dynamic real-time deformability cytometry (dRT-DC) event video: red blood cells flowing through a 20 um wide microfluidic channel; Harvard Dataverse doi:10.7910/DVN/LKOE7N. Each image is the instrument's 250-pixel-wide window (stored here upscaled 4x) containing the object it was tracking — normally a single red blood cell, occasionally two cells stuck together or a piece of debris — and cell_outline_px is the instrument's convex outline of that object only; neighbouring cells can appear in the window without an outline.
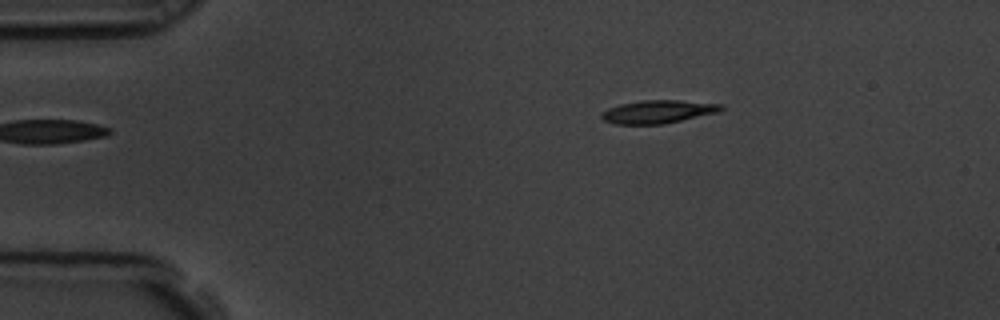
{"species": "common noctule bat (a hibernating species)", "species_latin": "Nyctalus noctula", "temperature_condition": "room temperature", "stored_images_in_passage": 4, "camera_frame_rate_fps": 3000, "um_per_image_px": 0.085, "animal": {"sex": "male", "body_mass_g": 19.5, "forearm_length_mm": 54.6}, "frame": {"image": 1, "passage_image": 2, "time_ms": 0.333, "image_size_px": [1000, 320], "cell_outline_px": [[724, 108], [720, 112], [664, 124], [612, 124], [604, 120], [600, 116], [608, 108], [620, 104], [644, 100], [680, 100], [724, 104]], "centroid_in_image_um": [55.98, 9.49], "position_along_channel_um": 29.0, "area_um2": 16.18}}